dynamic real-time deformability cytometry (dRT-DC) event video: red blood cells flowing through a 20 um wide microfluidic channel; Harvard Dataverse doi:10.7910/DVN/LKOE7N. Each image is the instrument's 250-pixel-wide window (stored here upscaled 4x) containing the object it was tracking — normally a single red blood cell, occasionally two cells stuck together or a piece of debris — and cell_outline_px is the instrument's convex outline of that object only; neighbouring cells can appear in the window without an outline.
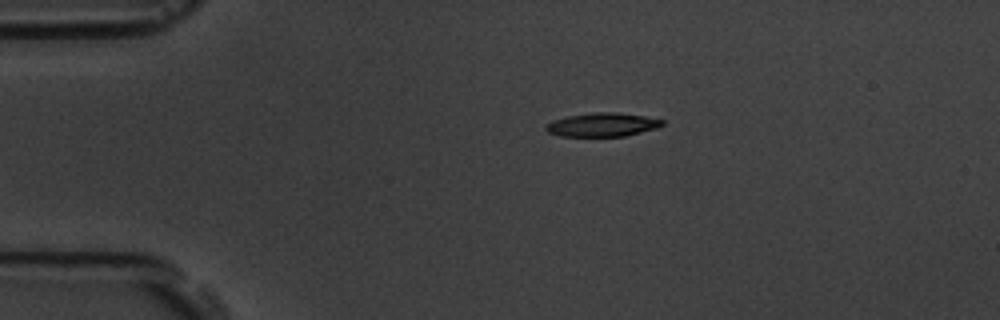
{"species": "common noctule bat (a hibernating species)", "species_latin": "Nyctalus noctula", "temperature_condition": "room temperature", "stored_images_in_passage": 6, "camera_frame_rate_fps": 3000, "um_per_image_px": 0.085, "animal": {"sex": "male", "body_mass_g": 19.5, "forearm_length_mm": 54.6}, "frame": {"image": 1, "passage_image": 1, "time_ms": 0.0, "image_size_px": [1000, 320], "cell_outline_px": [[664, 124], [656, 128], [624, 136], [560, 136], [548, 132], [544, 128], [552, 120], [568, 116], [592, 112], [616, 112], [644, 116], [664, 120]], "centroid_in_image_um": [51.19, 10.59], "position_along_channel_um": 33.8, "area_um2": 15.95}}
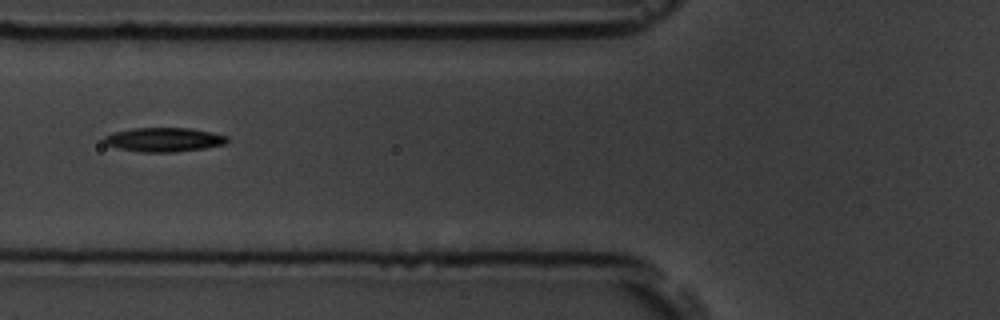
{"frame": {"image": 2, "passage_image": 4, "time_ms": 3.333, "image_size_px": [1000, 320], "cell_outline_px": [[228, 140], [224, 144], [204, 148], [176, 152], [144, 152], [116, 148], [104, 144], [104, 136], [112, 132], [132, 128], [192, 128], [212, 132], [228, 136]], "centroid_in_image_um": [13.91, 11.86], "position_along_channel_um": 111.9, "area_um2": 17.4}}
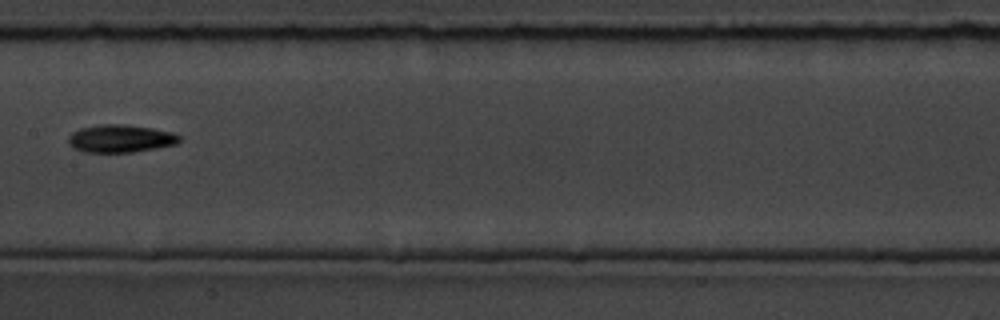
{"frame": {"image": 3, "passage_image": 6, "time_ms": 5.667, "image_size_px": [1000, 320], "cell_outline_px": [[180, 140], [176, 144], [156, 148], [132, 152], [84, 152], [72, 148], [68, 144], [68, 136], [72, 132], [80, 128], [104, 124], [124, 124], [152, 128], [172, 132], [180, 136]], "centroid_in_image_um": [10.21, 11.78], "position_along_channel_um": 197.2, "area_um2": 17.98}}